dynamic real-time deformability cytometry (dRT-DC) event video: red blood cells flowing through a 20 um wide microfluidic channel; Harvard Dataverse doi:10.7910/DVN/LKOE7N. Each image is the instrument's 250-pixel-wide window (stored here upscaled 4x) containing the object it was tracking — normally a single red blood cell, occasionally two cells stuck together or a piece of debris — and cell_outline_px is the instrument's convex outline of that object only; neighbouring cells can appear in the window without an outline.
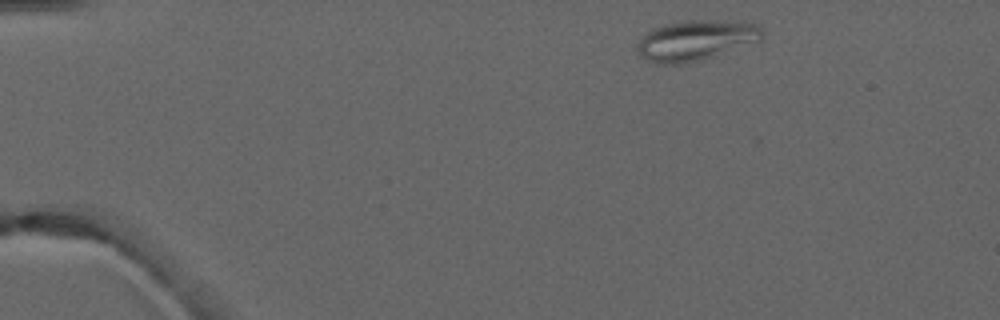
{"species": "common noctule bat (a hibernating species)", "species_latin": "Nyctalus noctula", "temperature_condition": "warm", "stored_images_in_passage": 3, "camera_frame_rate_fps": 3000, "um_per_image_px": 0.085, "animal": {"sex": "male", "forearm_length_mm": 52.5}, "frame": {"image": 1, "passage_image": 1, "time_ms": 0.0, "image_size_px": [1000, 320], "cell_outline_px": [[764, 40], [700, 60], [680, 64], [660, 64], [648, 60], [640, 56], [640, 40], [652, 28], [664, 24], [688, 20], [712, 20], [752, 24], [760, 28], [764, 32]], "centroid_in_image_um": [59.18, 3.43], "position_along_channel_um": 25.8, "area_um2": 28.84}}